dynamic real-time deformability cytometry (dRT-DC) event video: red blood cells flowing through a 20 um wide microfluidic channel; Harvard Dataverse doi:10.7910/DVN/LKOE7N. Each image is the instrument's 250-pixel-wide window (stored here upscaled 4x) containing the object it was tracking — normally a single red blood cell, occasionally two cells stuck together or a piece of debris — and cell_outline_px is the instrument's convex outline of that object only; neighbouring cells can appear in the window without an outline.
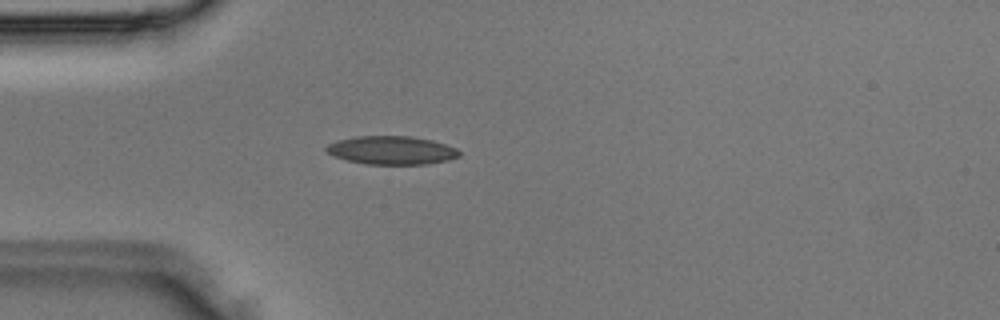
{"species": "Egyptian fruit bat (a non-hibernating species)", "species_latin": "Rousettus aegyptiacus", "temperature_condition": "room temperature", "stored_images_in_passage": 2, "camera_frame_rate_fps": 3000, "um_per_image_px": 0.085, "animal": {"sex": "male"}, "frame": {"image": 1, "passage_image": 2, "time_ms": 0.333, "image_size_px": [1000, 320], "cell_outline_px": [[460, 156], [448, 160], [428, 164], [364, 164], [348, 160], [336, 156], [328, 152], [324, 148], [328, 144], [336, 140], [356, 136], [412, 136], [432, 140], [456, 148], [460, 152]], "centroid_in_image_um": [33.29, 12.77], "position_along_channel_um": 51.7, "area_um2": 21.96}}